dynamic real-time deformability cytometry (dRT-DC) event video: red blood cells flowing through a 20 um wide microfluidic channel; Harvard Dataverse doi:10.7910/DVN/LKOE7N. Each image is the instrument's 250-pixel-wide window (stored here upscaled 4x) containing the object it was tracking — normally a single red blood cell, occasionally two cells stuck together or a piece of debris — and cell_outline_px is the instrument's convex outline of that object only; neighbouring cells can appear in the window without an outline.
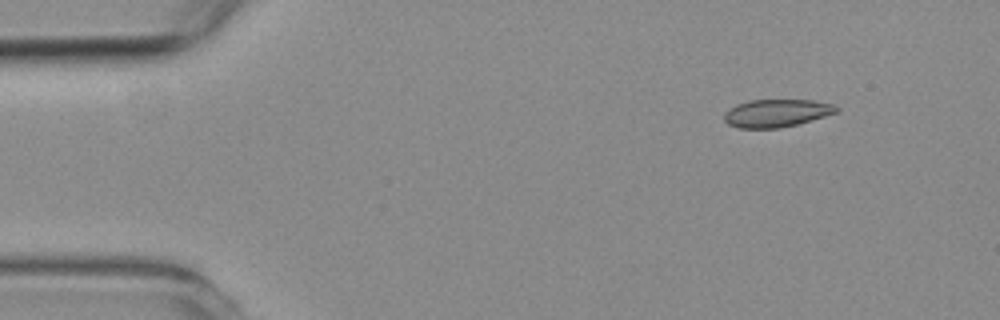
{"species": "common noctule bat (a hibernating species)", "species_latin": "Nyctalus noctula", "temperature_condition": "room temperature", "stored_images_in_passage": 52, "camera_frame_rate_fps": 3000, "um_per_image_px": 0.085, "animal": {"sex": "female", "body_mass_g": 19.3, "forearm_length_mm": 54.1}, "frame": {"image": 1, "passage_image": 1, "time_ms": 0.0, "image_size_px": [1000, 320], "cell_outline_px": [[840, 108], [836, 112], [824, 116], [796, 124], [780, 128], [740, 128], [728, 124], [724, 120], [724, 112], [736, 104], [748, 100], [812, 100], [836, 104]], "centroid_in_image_um": [65.99, 9.6], "position_along_channel_um": 19.0, "area_um2": 18.15}}
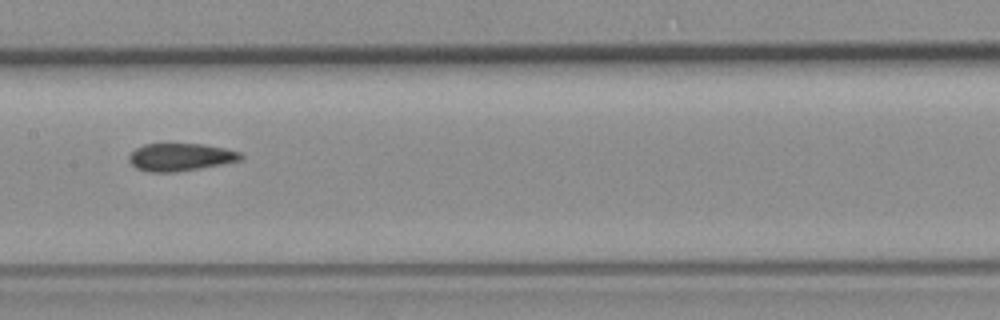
{"frame": {"image": 2, "passage_image": 23, "time_ms": 7.333, "image_size_px": [1000, 320], "cell_outline_px": [[244, 156], [240, 160], [200, 168], [176, 172], [148, 172], [136, 168], [128, 160], [128, 156], [136, 148], [144, 144], [204, 144], [224, 148], [240, 152]], "centroid_in_image_um": [15.31, 13.35], "position_along_channel_um": 192.1, "area_um2": 17.92}}
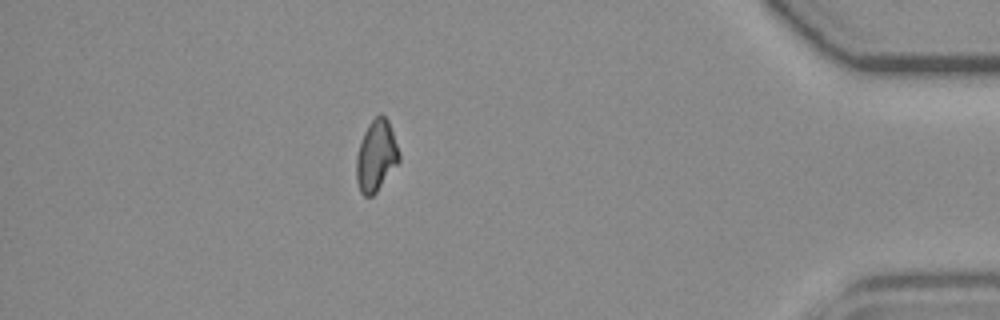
{"frame": {"image": 3, "passage_image": 45, "time_ms": 14.667, "image_size_px": [1000, 320], "cell_outline_px": [[400, 160], [376, 192], [372, 196], [364, 196], [360, 192], [356, 180], [356, 156], [364, 132], [368, 124], [380, 112], [388, 120], [400, 152]], "centroid_in_image_um": [31.97, 13.24], "position_along_channel_um": 403.2, "area_um2": 17.69}, "authors_computed_cell_mechanics": {"area_um2": 18.4671, "velocity_mm_per_s": 3.5514, "shape_relaxation_time_tau1_ms": null, "shape_relaxation_time_tau2_ms": 9.5675, "deformation_change_tau1": null, "deformation_change_tau2": 0.1113}}